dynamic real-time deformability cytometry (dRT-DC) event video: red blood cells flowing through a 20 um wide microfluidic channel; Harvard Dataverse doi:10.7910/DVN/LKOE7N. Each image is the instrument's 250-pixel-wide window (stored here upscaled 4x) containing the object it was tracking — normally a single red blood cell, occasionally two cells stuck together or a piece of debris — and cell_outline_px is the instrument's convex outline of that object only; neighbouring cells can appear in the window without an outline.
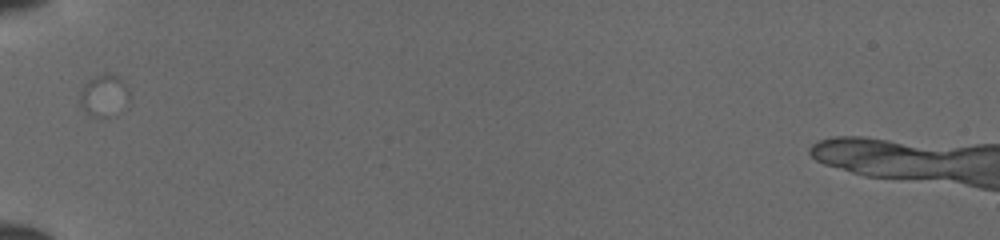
{"species": "common noctule bat (a hibernating species)", "species_latin": "Nyctalus noctula", "temperature_condition": "cold", "stored_images_in_passage": 1, "camera_frame_rate_fps": 3000, "um_per_image_px": 0.085, "animal": {"sex": "female", "body_mass_g": 19.5, "forearm_length_mm": 54.1}, "frame": {"image": 1, "passage_image": 1, "time_ms": 0.0, "image_size_px": [1000, 240], "cell_outline_px": [[128, 96], [108, 116], [92, 116], [80, 104], [80, 92], [84, 84], [88, 80], [104, 72], [116, 76], [124, 80], [128, 88]], "centroid_in_image_um": [8.77, 8.02], "position_along_channel_um": 76.2, "area_um2": 11.21}}